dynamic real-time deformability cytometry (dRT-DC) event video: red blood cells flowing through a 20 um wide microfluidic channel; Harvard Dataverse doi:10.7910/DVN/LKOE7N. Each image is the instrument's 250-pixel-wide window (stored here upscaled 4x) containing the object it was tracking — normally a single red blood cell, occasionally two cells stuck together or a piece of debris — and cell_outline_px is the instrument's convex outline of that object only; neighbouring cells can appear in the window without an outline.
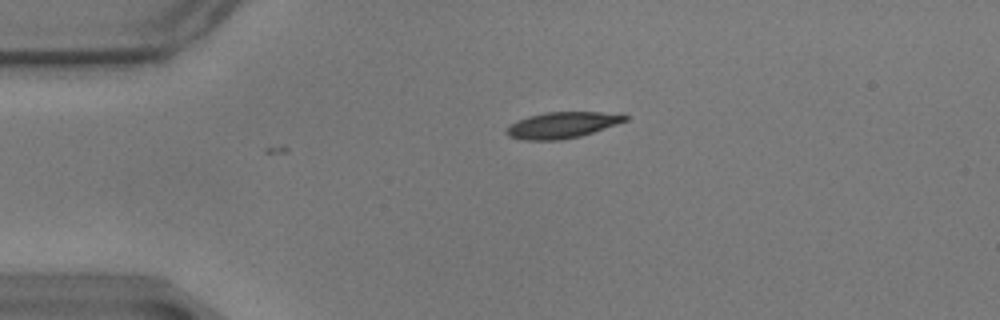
{"species": "common noctule bat (a hibernating species)", "species_latin": "Nyctalus noctula", "temperature_condition": "warm", "stored_images_in_passage": 4, "camera_frame_rate_fps": 3000, "um_per_image_px": 0.085, "animal": {"sex": "male", "body_mass_g": 17.9}, "frame": {"image": 1, "passage_image": 4, "time_ms": 1.0, "image_size_px": [1000, 320], "cell_outline_px": [[628, 120], [580, 136], [560, 140], [524, 140], [508, 136], [504, 132], [508, 124], [516, 120], [528, 116], [544, 112], [600, 112], [628, 116]], "centroid_in_image_um": [47.68, 10.63], "position_along_channel_um": 37.3, "area_um2": 18.03}}